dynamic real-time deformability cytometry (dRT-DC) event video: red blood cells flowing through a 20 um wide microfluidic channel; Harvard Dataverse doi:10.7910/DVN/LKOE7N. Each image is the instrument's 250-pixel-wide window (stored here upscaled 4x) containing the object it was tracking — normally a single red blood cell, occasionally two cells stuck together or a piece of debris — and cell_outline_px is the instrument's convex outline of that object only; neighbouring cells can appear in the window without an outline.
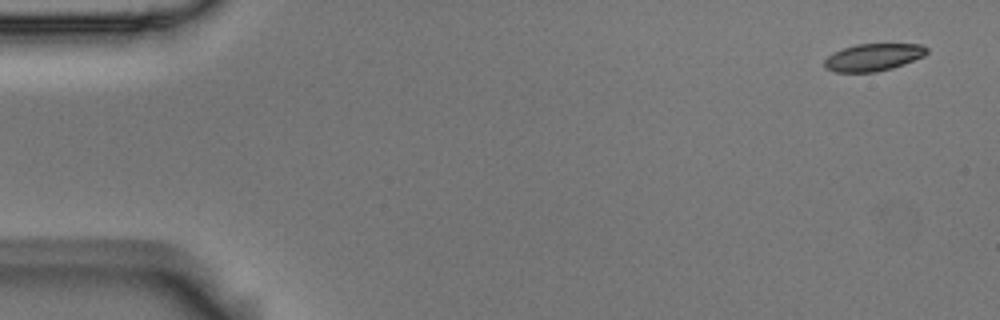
{"species": "Egyptian fruit bat (a non-hibernating species)", "species_latin": "Rousettus aegyptiacus", "temperature_condition": "room temperature", "stored_images_in_passage": 5, "camera_frame_rate_fps": 3000, "um_per_image_px": 0.085, "animal": {"sex": "male"}, "frame": {"image": 1, "passage_image": 1, "time_ms": 0.0, "image_size_px": [1000, 320], "cell_outline_px": [[928, 52], [924, 56], [904, 64], [892, 68], [876, 72], [836, 72], [824, 68], [824, 60], [832, 52], [856, 44], [924, 44], [928, 48]], "centroid_in_image_um": [74.23, 4.86], "position_along_channel_um": 10.8, "area_um2": 16.42}}
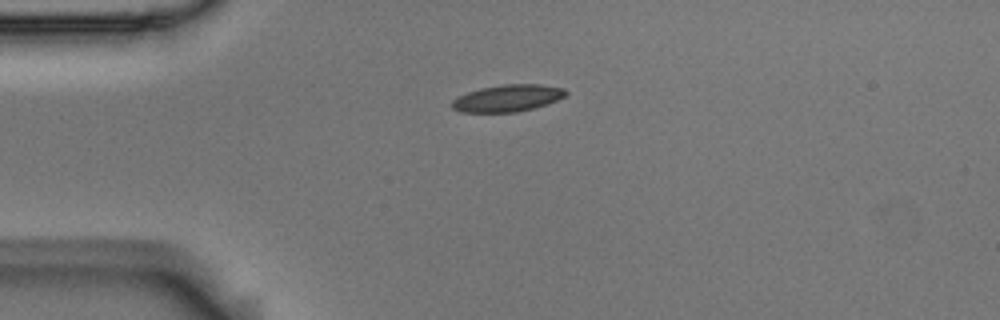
{"frame": {"image": 2, "passage_image": 4, "time_ms": 1.0, "image_size_px": [1000, 320], "cell_outline_px": [[568, 92], [564, 96], [548, 104], [516, 112], [460, 112], [452, 108], [452, 100], [468, 92], [480, 88], [504, 84], [540, 84], [564, 88]], "centroid_in_image_um": [43.15, 8.34], "position_along_channel_um": 41.8, "area_um2": 17.74}}